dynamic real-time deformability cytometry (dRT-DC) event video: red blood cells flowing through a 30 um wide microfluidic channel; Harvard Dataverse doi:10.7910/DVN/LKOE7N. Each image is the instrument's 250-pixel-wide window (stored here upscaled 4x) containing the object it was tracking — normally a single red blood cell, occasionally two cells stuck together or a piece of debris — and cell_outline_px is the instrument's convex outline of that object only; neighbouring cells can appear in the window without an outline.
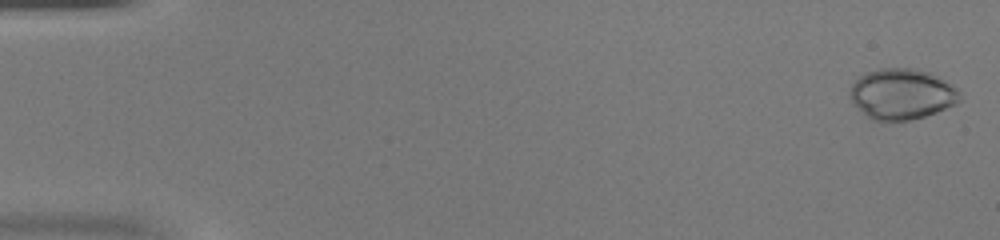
{"species": "common noctule bat (a hibernating species)", "species_latin": "Nyctalus noctula", "temperature_condition": "warm", "stored_images_in_passage": 46, "camera_frame_rate_fps": 3000, "um_per_image_px": 0.085, "animal": {"sex": "female", "body_mass_g": 20.0, "forearm_length_mm": 54.0}, "frame": {"image": 1, "passage_image": 1, "time_ms": 0.0, "image_size_px": [1000, 240], "cell_outline_px": [[960, 100], [956, 104], [936, 112], [912, 120], [872, 120], [852, 104], [848, 96], [848, 92], [852, 84], [860, 76], [868, 72], [880, 68], [916, 68], [940, 76], [956, 88], [960, 92]], "centroid_in_image_um": [76.64, 7.99], "position_along_channel_um": 8.4, "area_um2": 32.66}}
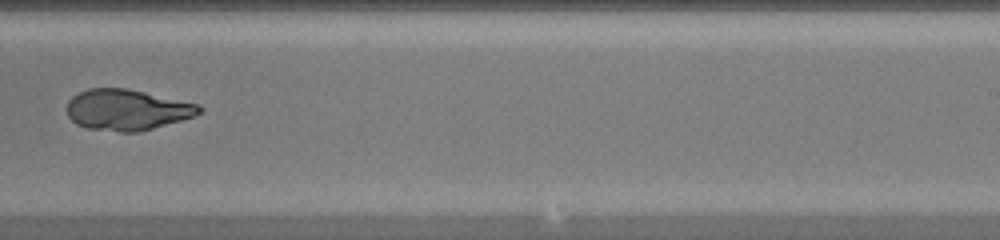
{"frame": {"image": 2, "passage_image": 30, "time_ms": 9.667, "image_size_px": [1000, 240], "cell_outline_px": [[204, 108], [196, 116], [140, 132], [120, 132], [88, 128], [76, 124], [68, 116], [68, 100], [72, 96], [88, 88], [124, 88], [144, 92], [200, 104]], "centroid_in_image_um": [10.82, 9.34], "position_along_channel_um": 278.2, "area_um2": 31.56}}
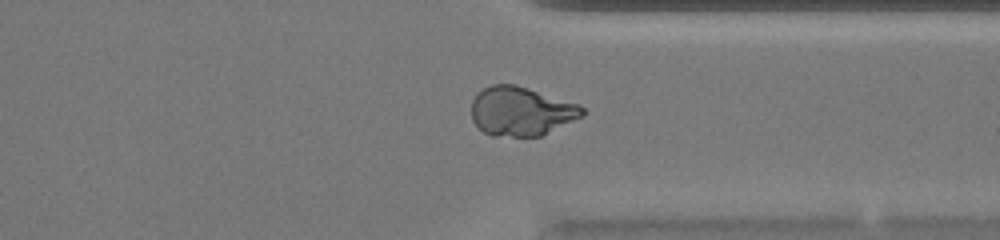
{"frame": {"image": 3, "passage_image": 36, "time_ms": 11.667, "image_size_px": [1000, 240], "cell_outline_px": [[584, 116], [540, 136], [492, 136], [484, 132], [472, 120], [472, 100], [484, 88], [492, 84], [516, 84], [580, 104], [584, 108]], "centroid_in_image_um": [44.32, 9.45], "position_along_channel_um": 367.1, "area_um2": 31.67}}